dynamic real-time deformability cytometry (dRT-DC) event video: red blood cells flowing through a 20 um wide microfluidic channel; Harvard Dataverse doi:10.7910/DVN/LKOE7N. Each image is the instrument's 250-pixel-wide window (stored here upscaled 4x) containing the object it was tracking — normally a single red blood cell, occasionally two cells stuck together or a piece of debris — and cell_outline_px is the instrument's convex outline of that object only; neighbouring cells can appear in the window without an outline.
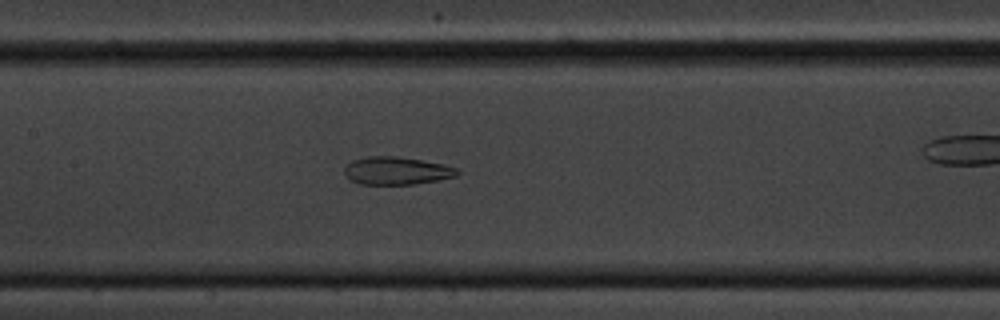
{"species": "common noctule bat (a hibernating species)", "species_latin": "Nyctalus noctula", "temperature_condition": "cold", "stored_images_in_passage": 58, "camera_frame_rate_fps": 3000, "um_per_image_px": 0.085, "animal": {"sex": "male", "body_mass_g": 20.1, "forearm_length_mm": 53.5}, "frame": {"image": 1, "passage_image": 27, "time_ms": 8.667, "image_size_px": [1000, 320], "cell_outline_px": [[460, 172], [456, 176], [440, 180], [412, 184], [360, 184], [352, 180], [344, 172], [344, 168], [352, 160], [364, 156], [396, 156], [444, 164], [456, 168]], "centroid_in_image_um": [33.72, 14.5], "position_along_channel_um": 173.7, "area_um2": 18.21}}
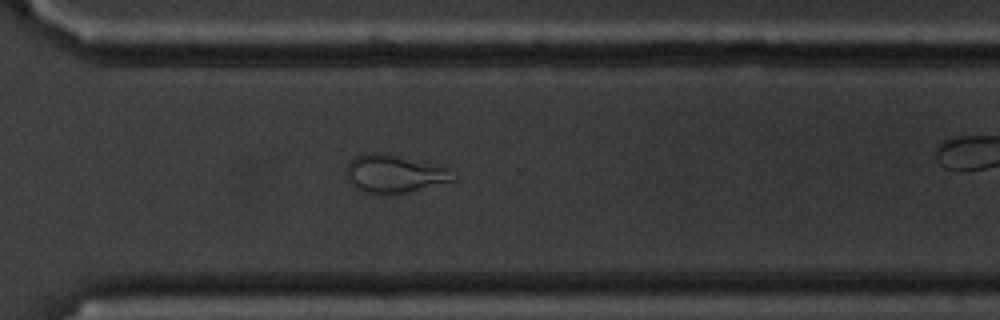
{"frame": {"image": 2, "passage_image": 41, "time_ms": 13.333, "image_size_px": [1000, 320], "cell_outline_px": [[460, 176], [456, 180], [404, 192], [384, 196], [380, 196], [360, 192], [344, 176], [344, 172], [348, 164], [356, 156], [364, 152], [388, 152], [448, 168]], "centroid_in_image_um": [33.48, 14.77], "position_along_channel_um": 337.1, "area_um2": 24.39}}
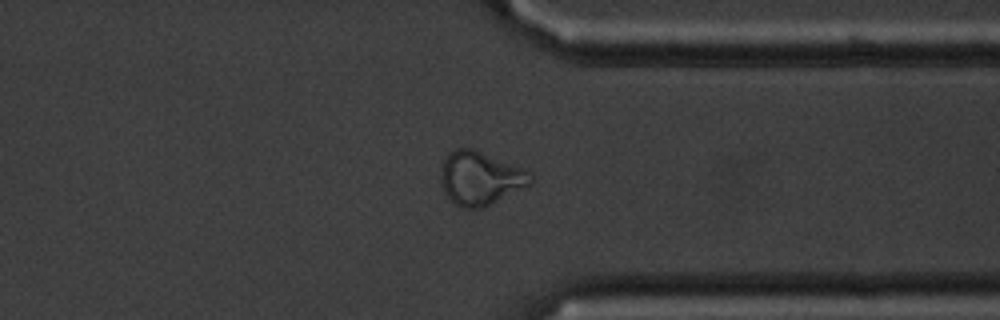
{"frame": {"image": 3, "passage_image": 44, "time_ms": 14.333, "image_size_px": [1000, 320], "cell_outline_px": [[532, 184], [480, 208], [460, 208], [444, 192], [440, 184], [440, 176], [444, 160], [448, 152], [456, 148], [472, 148], [532, 172]], "centroid_in_image_um": [40.8, 15.13], "position_along_channel_um": 370.6, "area_um2": 27.74}, "authors_computed_cell_mechanics": {"area_um2": 25.2875, "velocity_mm_per_s": 3.5225, "shape_relaxation_time_tau1_ms": null, "shape_relaxation_time_tau2_ms": 1.7217, "deformation_change_tau1": null, "deformation_change_tau2": 0.092}}